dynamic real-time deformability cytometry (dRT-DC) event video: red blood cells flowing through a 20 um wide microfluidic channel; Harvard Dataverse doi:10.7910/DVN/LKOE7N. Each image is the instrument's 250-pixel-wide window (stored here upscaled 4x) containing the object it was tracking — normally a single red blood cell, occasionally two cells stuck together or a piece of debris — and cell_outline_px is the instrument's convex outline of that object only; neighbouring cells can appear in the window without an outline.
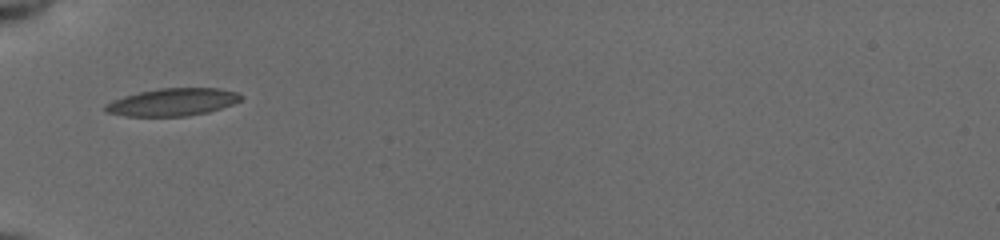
{"species": "common noctule bat (a hibernating species)", "species_latin": "Nyctalus noctula", "temperature_condition": "cold", "stored_images_in_passage": 22, "camera_frame_rate_fps": 3000, "um_per_image_px": 0.085, "animal": {"sex": "female", "body_mass_g": 19.5, "forearm_length_mm": 54.1}, "frame": {"image": 1, "passage_image": 1, "time_ms": 0.0, "image_size_px": [1000, 240], "cell_outline_px": [[244, 96], [240, 100], [232, 104], [208, 112], [184, 116], [128, 116], [108, 112], [104, 108], [104, 104], [112, 100], [124, 96], [140, 92], [160, 88], [220, 88], [236, 92]], "centroid_in_image_um": [14.68, 8.67], "position_along_channel_um": 70.3, "area_um2": 21.56}}
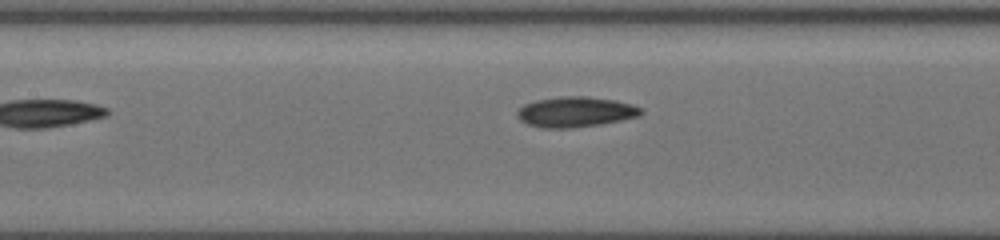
{"frame": {"image": 2, "passage_image": 8, "time_ms": 2.333, "image_size_px": [1000, 240], "cell_outline_px": [[644, 112], [640, 116], [620, 120], [596, 124], [568, 128], [544, 128], [528, 124], [520, 120], [516, 116], [516, 112], [524, 104], [536, 100], [560, 96], [588, 96], [616, 100], [632, 104], [640, 108]], "centroid_in_image_um": [48.9, 9.5], "position_along_channel_um": 158.5, "area_um2": 21.79}}
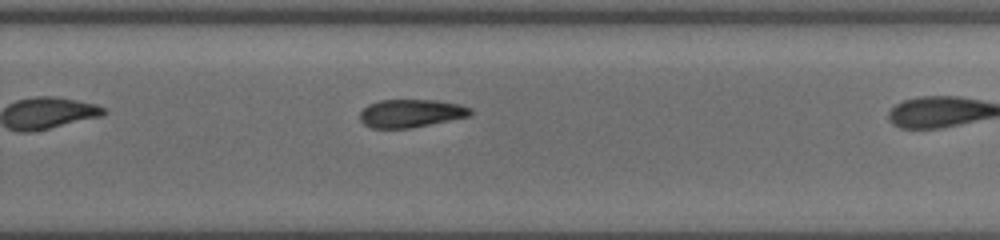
{"frame": {"image": 3, "passage_image": 15, "time_ms": 4.667, "image_size_px": [1000, 240], "cell_outline_px": [[472, 112], [468, 116], [408, 128], [372, 128], [364, 124], [360, 120], [360, 112], [368, 104], [380, 100], [436, 100], [460, 104], [472, 108]], "centroid_in_image_um": [34.9, 9.62], "position_along_channel_um": 294.9, "area_um2": 17.86}}